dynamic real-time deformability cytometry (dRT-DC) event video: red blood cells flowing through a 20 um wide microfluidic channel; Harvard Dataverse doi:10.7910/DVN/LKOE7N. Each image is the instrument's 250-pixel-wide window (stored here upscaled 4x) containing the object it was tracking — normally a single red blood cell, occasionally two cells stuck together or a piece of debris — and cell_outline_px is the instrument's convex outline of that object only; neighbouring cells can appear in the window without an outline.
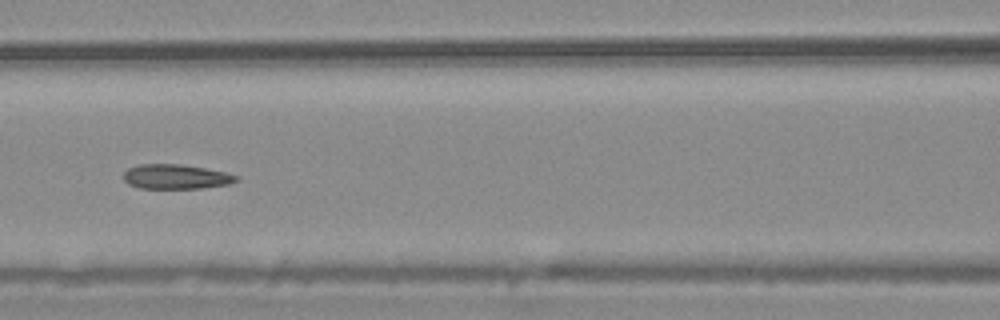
{"species": "common noctule bat (a hibernating species)", "species_latin": "Nyctalus noctula", "temperature_condition": "warm", "stored_images_in_passage": 9, "camera_frame_rate_fps": 3000, "um_per_image_px": 0.085, "animal": {"sex": "male", "body_mass_g": 20.4}, "frame": {"image": 1, "passage_image": 8, "time_ms": 2.333, "image_size_px": [1000, 320], "cell_outline_px": [[240, 180], [228, 184], [204, 188], [140, 188], [128, 184], [124, 180], [124, 172], [128, 168], [140, 164], [180, 164], [204, 168], [224, 172], [240, 176]], "centroid_in_image_um": [14.97, 15.02], "position_along_channel_um": 151.6, "area_um2": 16.18}}
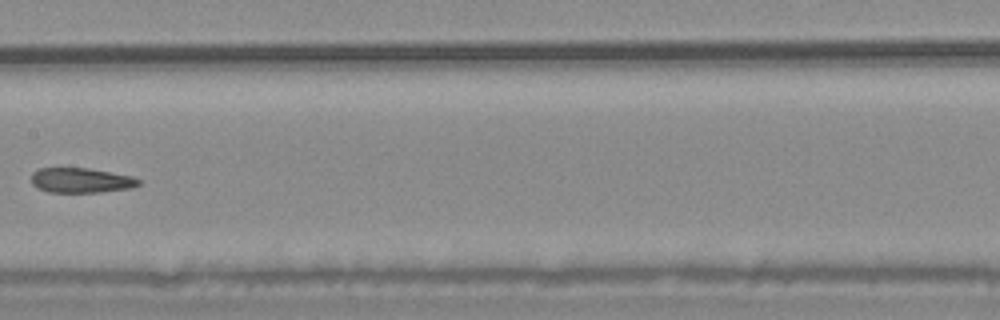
{"frame": {"image": 2, "passage_image": 9, "time_ms": 2.667, "image_size_px": [1000, 320], "cell_outline_px": [[140, 184], [132, 188], [100, 192], [48, 192], [36, 188], [32, 184], [32, 172], [36, 168], [88, 168], [132, 176], [140, 180]], "centroid_in_image_um": [6.86, 15.33], "position_along_channel_um": 200.5, "area_um2": 15.66}}